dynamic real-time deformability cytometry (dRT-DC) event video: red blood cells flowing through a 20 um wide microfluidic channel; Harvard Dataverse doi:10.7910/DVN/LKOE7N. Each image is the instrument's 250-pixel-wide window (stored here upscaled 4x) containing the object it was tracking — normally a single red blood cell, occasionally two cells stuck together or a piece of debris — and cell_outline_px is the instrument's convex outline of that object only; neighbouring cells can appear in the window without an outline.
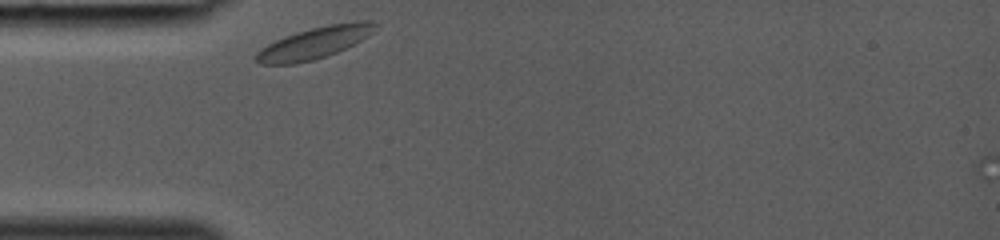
{"species": "common noctule bat (a hibernating species)", "species_latin": "Nyctalus noctula", "temperature_condition": "room temperature", "stored_images_in_passage": 2, "camera_frame_rate_fps": 3000, "um_per_image_px": 0.085, "animal": {"sex": "female", "body_mass_g": 19.0, "forearm_length_mm": 53.3}, "frame": {"image": 1, "passage_image": 1, "time_ms": 0.0, "image_size_px": [1000, 240], "cell_outline_px": [[376, 24], [372, 32], [368, 36], [336, 52], [312, 60], [296, 64], [260, 64], [252, 56], [260, 48], [284, 36], [296, 32], [328, 24], [356, 20], [368, 20]], "centroid_in_image_um": [26.67, 3.63], "position_along_channel_um": 58.3, "area_um2": 21.79}}